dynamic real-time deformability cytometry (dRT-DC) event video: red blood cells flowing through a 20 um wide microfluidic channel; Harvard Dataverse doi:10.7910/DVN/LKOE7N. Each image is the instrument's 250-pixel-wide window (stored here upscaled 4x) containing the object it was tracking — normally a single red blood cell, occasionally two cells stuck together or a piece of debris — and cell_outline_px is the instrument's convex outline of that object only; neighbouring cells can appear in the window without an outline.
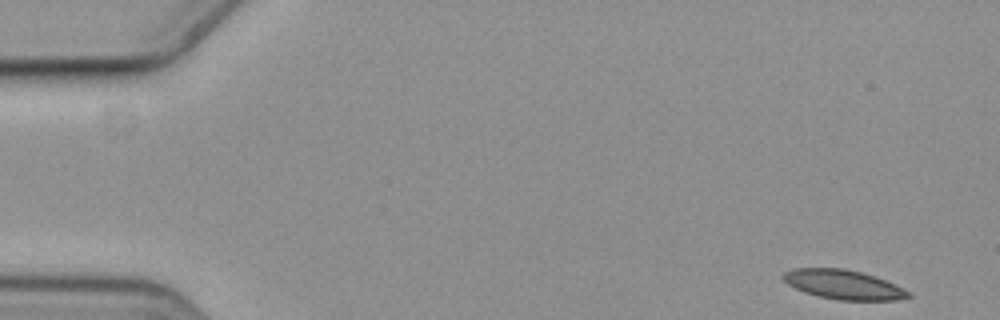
{"species": "common noctule bat (a hibernating species)", "species_latin": "Nyctalus noctula", "temperature_condition": "cold", "stored_images_in_passage": 56, "camera_frame_rate_fps": 3000, "um_per_image_px": 0.085, "animal": {"sex": "female", "body_mass_g": 19.3, "forearm_length_mm": 54.1}, "frame": {"image": 1, "passage_image": 1, "time_ms": 0.0, "image_size_px": [1000, 320], "cell_outline_px": [[912, 296], [896, 300], [836, 300], [804, 292], [788, 284], [780, 276], [784, 272], [792, 268], [844, 268], [876, 276], [896, 284], [908, 292]], "centroid_in_image_um": [71.67, 24.18], "position_along_channel_um": 13.3, "area_um2": 21.39}}
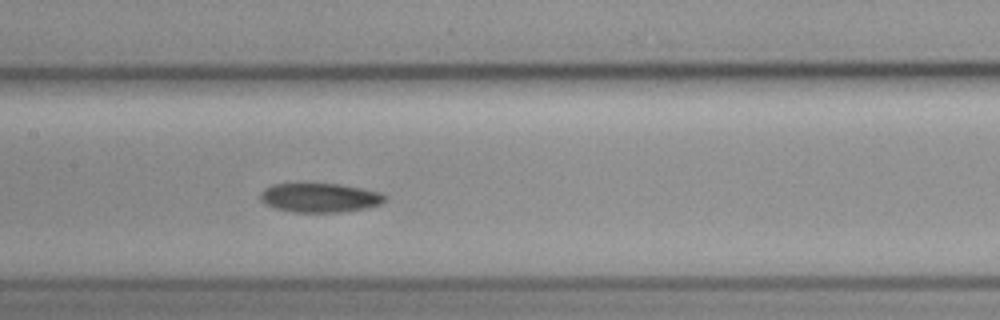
{"frame": {"image": 2, "passage_image": 26, "time_ms": 8.333, "image_size_px": [1000, 320], "cell_outline_px": [[388, 200], [380, 204], [364, 208], [344, 212], [292, 212], [272, 208], [264, 204], [260, 200], [260, 192], [264, 188], [272, 184], [340, 184], [380, 192], [388, 196]], "centroid_in_image_um": [27.16, 16.81], "position_along_channel_um": 180.2, "area_um2": 21.39}}
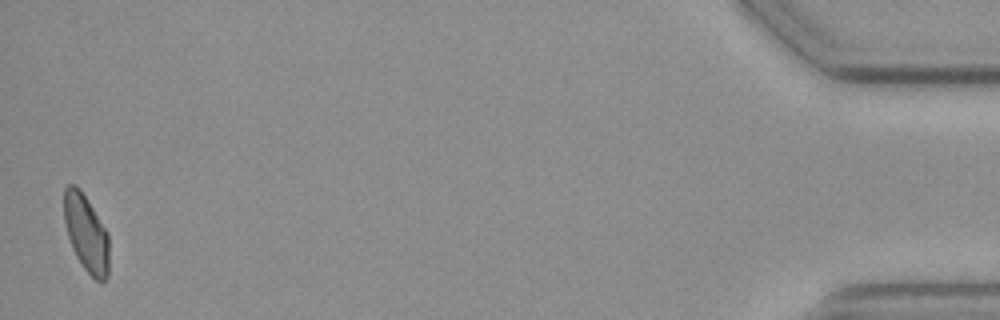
{"frame": {"image": 3, "passage_image": 55, "time_ms": 18.0, "image_size_px": [1000, 320], "cell_outline_px": [[108, 276], [104, 280], [96, 280], [84, 268], [76, 256], [72, 248], [68, 236], [64, 220], [64, 188], [68, 184], [72, 184], [84, 196], [108, 232]], "centroid_in_image_um": [7.32, 19.85], "position_along_channel_um": 427.9, "area_um2": 19.71}}